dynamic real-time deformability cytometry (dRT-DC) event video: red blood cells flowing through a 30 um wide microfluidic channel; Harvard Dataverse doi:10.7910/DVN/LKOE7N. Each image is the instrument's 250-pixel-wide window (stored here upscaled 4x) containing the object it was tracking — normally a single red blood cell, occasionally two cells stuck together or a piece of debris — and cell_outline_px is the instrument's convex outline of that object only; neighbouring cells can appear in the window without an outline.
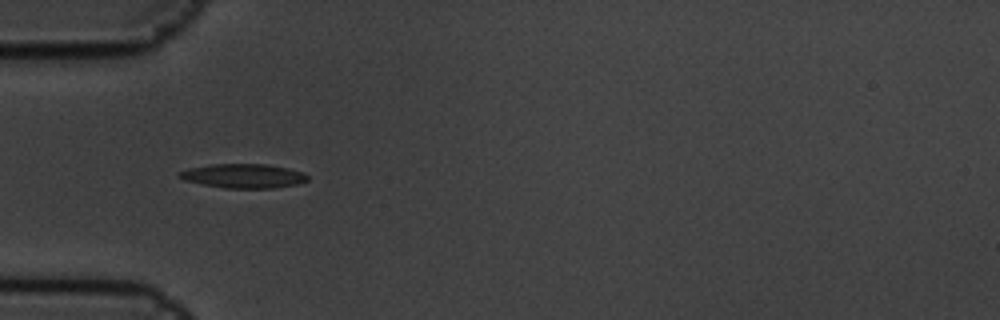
{"species": "common noctule bat (a hibernating species)", "species_latin": "Nyctalus noctula", "temperature_condition": "cold", "stored_images_in_passage": 5, "camera_frame_rate_fps": 3000, "um_per_image_px": 0.085, "animal": {"sex": "male", "body_mass_g": 19.5, "forearm_length_mm": 54.6}, "frame": {"image": 1, "passage_image": 5, "time_ms": 1.333, "image_size_px": [1000, 320], "cell_outline_px": [[308, 180], [296, 184], [272, 188], [224, 188], [184, 180], [176, 176], [180, 172], [188, 168], [212, 164], [268, 164], [288, 168], [304, 172], [308, 176]], "centroid_in_image_um": [20.7, 14.95], "position_along_channel_um": 64.3, "area_um2": 18.03}}